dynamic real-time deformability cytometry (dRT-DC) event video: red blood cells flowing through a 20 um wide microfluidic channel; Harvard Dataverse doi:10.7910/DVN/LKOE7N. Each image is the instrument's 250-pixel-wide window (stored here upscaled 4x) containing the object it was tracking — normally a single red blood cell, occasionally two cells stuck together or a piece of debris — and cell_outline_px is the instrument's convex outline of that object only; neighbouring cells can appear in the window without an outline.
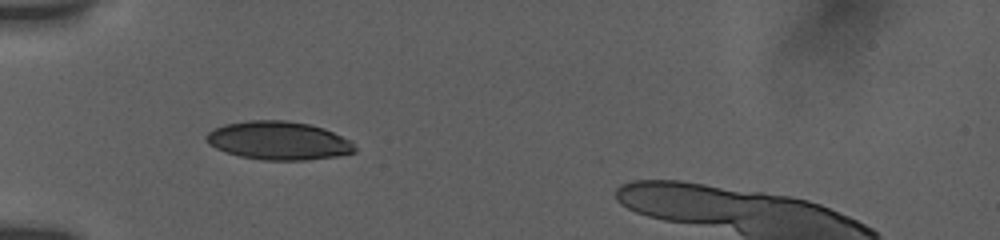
{"species": "human", "species_latin": "Homo sapiens", "temperature_condition": "room temperature", "stored_images_in_passage": 20, "camera_frame_rate_fps": 3000, "um_per_image_px": 0.085, "donor": {"sex": "female"}, "frame": {"image": 1, "passage_image": 1, "time_ms": 0.0, "image_size_px": [1000, 240], "cell_outline_px": [[356, 152], [336, 156], [304, 160], [264, 160], [240, 156], [224, 152], [208, 144], [204, 136], [212, 128], [224, 124], [248, 120], [284, 120], [308, 124], [324, 128], [352, 140], [356, 148]], "centroid_in_image_um": [23.66, 11.95], "position_along_channel_um": 61.3, "area_um2": 33.47}}
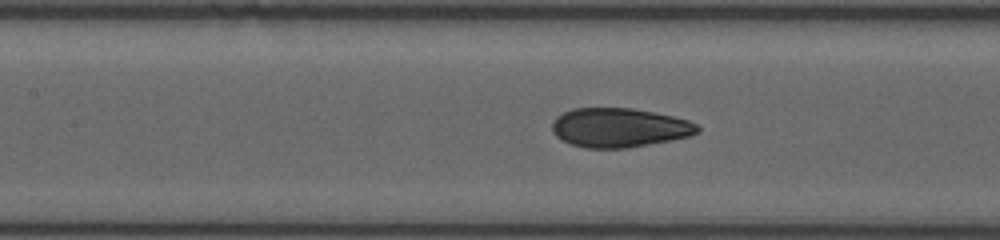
{"frame": {"image": 2, "passage_image": 14, "time_ms": 2.667, "image_size_px": [1000, 240], "cell_outline_px": [[700, 132], [688, 136], [672, 140], [628, 148], [584, 148], [572, 144], [556, 136], [552, 128], [552, 124], [556, 116], [572, 108], [632, 108], [672, 116], [688, 120], [696, 124], [700, 128]], "centroid_in_image_um": [52.64, 10.85], "position_along_channel_um": 154.8, "area_um2": 33.12}}
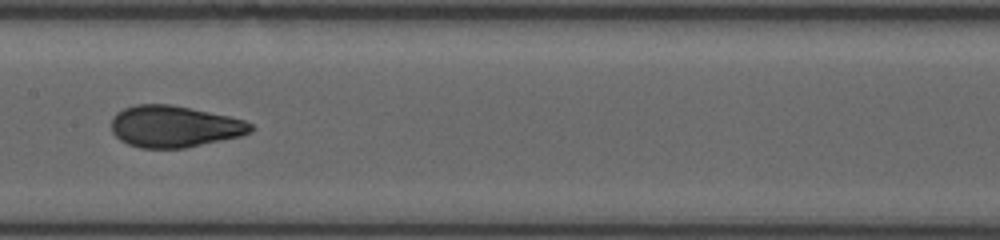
{"frame": {"image": 3, "passage_image": 19, "time_ms": 3.667, "image_size_px": [1000, 240], "cell_outline_px": [[256, 128], [252, 132], [240, 136], [184, 148], [140, 148], [128, 144], [120, 140], [112, 132], [112, 116], [116, 112], [124, 108], [136, 104], [168, 104], [228, 116], [244, 120], [252, 124]], "centroid_in_image_um": [14.8, 10.75], "position_along_channel_um": 192.6, "area_um2": 33.7}}